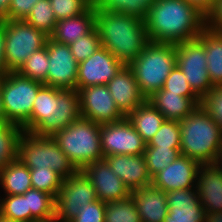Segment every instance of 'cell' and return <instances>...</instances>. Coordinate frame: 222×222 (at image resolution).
Segmentation results:
<instances>
[{
  "label": "cell",
  "instance_id": "1",
  "mask_svg": "<svg viewBox=\"0 0 222 222\" xmlns=\"http://www.w3.org/2000/svg\"><path fill=\"white\" fill-rule=\"evenodd\" d=\"M149 42L182 43L206 28V16L186 0H156L144 19Z\"/></svg>",
  "mask_w": 222,
  "mask_h": 222
},
{
  "label": "cell",
  "instance_id": "2",
  "mask_svg": "<svg viewBox=\"0 0 222 222\" xmlns=\"http://www.w3.org/2000/svg\"><path fill=\"white\" fill-rule=\"evenodd\" d=\"M101 46L129 65L149 43L144 21L118 12L96 10Z\"/></svg>",
  "mask_w": 222,
  "mask_h": 222
},
{
  "label": "cell",
  "instance_id": "3",
  "mask_svg": "<svg viewBox=\"0 0 222 222\" xmlns=\"http://www.w3.org/2000/svg\"><path fill=\"white\" fill-rule=\"evenodd\" d=\"M81 117L77 90L43 84L37 93L30 116V133L53 136Z\"/></svg>",
  "mask_w": 222,
  "mask_h": 222
},
{
  "label": "cell",
  "instance_id": "4",
  "mask_svg": "<svg viewBox=\"0 0 222 222\" xmlns=\"http://www.w3.org/2000/svg\"><path fill=\"white\" fill-rule=\"evenodd\" d=\"M179 124L181 155L201 164L219 162L222 156V129L201 105Z\"/></svg>",
  "mask_w": 222,
  "mask_h": 222
},
{
  "label": "cell",
  "instance_id": "5",
  "mask_svg": "<svg viewBox=\"0 0 222 222\" xmlns=\"http://www.w3.org/2000/svg\"><path fill=\"white\" fill-rule=\"evenodd\" d=\"M128 66L142 95L148 99L163 88L166 78L176 66V44L149 42Z\"/></svg>",
  "mask_w": 222,
  "mask_h": 222
},
{
  "label": "cell",
  "instance_id": "6",
  "mask_svg": "<svg viewBox=\"0 0 222 222\" xmlns=\"http://www.w3.org/2000/svg\"><path fill=\"white\" fill-rule=\"evenodd\" d=\"M101 125L80 117L52 138L77 170L103 159L100 140Z\"/></svg>",
  "mask_w": 222,
  "mask_h": 222
},
{
  "label": "cell",
  "instance_id": "7",
  "mask_svg": "<svg viewBox=\"0 0 222 222\" xmlns=\"http://www.w3.org/2000/svg\"><path fill=\"white\" fill-rule=\"evenodd\" d=\"M17 158L29 169L51 167L64 179L78 171L52 136L23 132L18 142Z\"/></svg>",
  "mask_w": 222,
  "mask_h": 222
},
{
  "label": "cell",
  "instance_id": "8",
  "mask_svg": "<svg viewBox=\"0 0 222 222\" xmlns=\"http://www.w3.org/2000/svg\"><path fill=\"white\" fill-rule=\"evenodd\" d=\"M43 83L29 79L18 72H8L2 77V101L8 123L30 132L33 103Z\"/></svg>",
  "mask_w": 222,
  "mask_h": 222
},
{
  "label": "cell",
  "instance_id": "9",
  "mask_svg": "<svg viewBox=\"0 0 222 222\" xmlns=\"http://www.w3.org/2000/svg\"><path fill=\"white\" fill-rule=\"evenodd\" d=\"M5 25V65L17 72L28 57L42 47L50 36L25 20H3Z\"/></svg>",
  "mask_w": 222,
  "mask_h": 222
},
{
  "label": "cell",
  "instance_id": "10",
  "mask_svg": "<svg viewBox=\"0 0 222 222\" xmlns=\"http://www.w3.org/2000/svg\"><path fill=\"white\" fill-rule=\"evenodd\" d=\"M176 64L201 100L214 87L207 71L204 41L200 37L176 44Z\"/></svg>",
  "mask_w": 222,
  "mask_h": 222
},
{
  "label": "cell",
  "instance_id": "11",
  "mask_svg": "<svg viewBox=\"0 0 222 222\" xmlns=\"http://www.w3.org/2000/svg\"><path fill=\"white\" fill-rule=\"evenodd\" d=\"M98 200L94 186L78 170L71 177L63 180L62 187L56 197L55 218L60 222H70L74 219L81 206Z\"/></svg>",
  "mask_w": 222,
  "mask_h": 222
},
{
  "label": "cell",
  "instance_id": "12",
  "mask_svg": "<svg viewBox=\"0 0 222 222\" xmlns=\"http://www.w3.org/2000/svg\"><path fill=\"white\" fill-rule=\"evenodd\" d=\"M100 140L104 158L110 155H141L146 149V143L126 117L118 122L102 124Z\"/></svg>",
  "mask_w": 222,
  "mask_h": 222
},
{
  "label": "cell",
  "instance_id": "13",
  "mask_svg": "<svg viewBox=\"0 0 222 222\" xmlns=\"http://www.w3.org/2000/svg\"><path fill=\"white\" fill-rule=\"evenodd\" d=\"M81 117L97 124L118 122L125 116L117 108L107 85H94L78 90Z\"/></svg>",
  "mask_w": 222,
  "mask_h": 222
},
{
  "label": "cell",
  "instance_id": "14",
  "mask_svg": "<svg viewBox=\"0 0 222 222\" xmlns=\"http://www.w3.org/2000/svg\"><path fill=\"white\" fill-rule=\"evenodd\" d=\"M46 47L49 59L47 85L76 90L79 63L75 60L70 46L58 43L49 37Z\"/></svg>",
  "mask_w": 222,
  "mask_h": 222
},
{
  "label": "cell",
  "instance_id": "15",
  "mask_svg": "<svg viewBox=\"0 0 222 222\" xmlns=\"http://www.w3.org/2000/svg\"><path fill=\"white\" fill-rule=\"evenodd\" d=\"M124 64L110 51L99 47L94 54L78 65L76 90L107 83L120 71Z\"/></svg>",
  "mask_w": 222,
  "mask_h": 222
},
{
  "label": "cell",
  "instance_id": "16",
  "mask_svg": "<svg viewBox=\"0 0 222 222\" xmlns=\"http://www.w3.org/2000/svg\"><path fill=\"white\" fill-rule=\"evenodd\" d=\"M94 186L97 198L105 203L124 200L130 190L116 176L105 158L85 166L81 170Z\"/></svg>",
  "mask_w": 222,
  "mask_h": 222
},
{
  "label": "cell",
  "instance_id": "17",
  "mask_svg": "<svg viewBox=\"0 0 222 222\" xmlns=\"http://www.w3.org/2000/svg\"><path fill=\"white\" fill-rule=\"evenodd\" d=\"M200 165V162L180 155L165 169L152 177L151 185L166 193L181 189H193L196 185Z\"/></svg>",
  "mask_w": 222,
  "mask_h": 222
},
{
  "label": "cell",
  "instance_id": "18",
  "mask_svg": "<svg viewBox=\"0 0 222 222\" xmlns=\"http://www.w3.org/2000/svg\"><path fill=\"white\" fill-rule=\"evenodd\" d=\"M119 111L126 117L147 99L142 95L132 69L124 65L107 83Z\"/></svg>",
  "mask_w": 222,
  "mask_h": 222
},
{
  "label": "cell",
  "instance_id": "19",
  "mask_svg": "<svg viewBox=\"0 0 222 222\" xmlns=\"http://www.w3.org/2000/svg\"><path fill=\"white\" fill-rule=\"evenodd\" d=\"M195 188L206 213L222 212V166L219 162L200 165Z\"/></svg>",
  "mask_w": 222,
  "mask_h": 222
},
{
  "label": "cell",
  "instance_id": "20",
  "mask_svg": "<svg viewBox=\"0 0 222 222\" xmlns=\"http://www.w3.org/2000/svg\"><path fill=\"white\" fill-rule=\"evenodd\" d=\"M169 207L164 222H205L206 212L196 188L167 192Z\"/></svg>",
  "mask_w": 222,
  "mask_h": 222
},
{
  "label": "cell",
  "instance_id": "21",
  "mask_svg": "<svg viewBox=\"0 0 222 222\" xmlns=\"http://www.w3.org/2000/svg\"><path fill=\"white\" fill-rule=\"evenodd\" d=\"M105 159L113 173L124 185L134 191L151 185L152 178L148 173L145 157L141 155H110Z\"/></svg>",
  "mask_w": 222,
  "mask_h": 222
},
{
  "label": "cell",
  "instance_id": "22",
  "mask_svg": "<svg viewBox=\"0 0 222 222\" xmlns=\"http://www.w3.org/2000/svg\"><path fill=\"white\" fill-rule=\"evenodd\" d=\"M142 222H164L168 213L167 195L152 185L130 192Z\"/></svg>",
  "mask_w": 222,
  "mask_h": 222
},
{
  "label": "cell",
  "instance_id": "23",
  "mask_svg": "<svg viewBox=\"0 0 222 222\" xmlns=\"http://www.w3.org/2000/svg\"><path fill=\"white\" fill-rule=\"evenodd\" d=\"M166 120L181 121L190 115L198 105H201L199 97H184L170 93L163 88L155 92L147 99Z\"/></svg>",
  "mask_w": 222,
  "mask_h": 222
},
{
  "label": "cell",
  "instance_id": "24",
  "mask_svg": "<svg viewBox=\"0 0 222 222\" xmlns=\"http://www.w3.org/2000/svg\"><path fill=\"white\" fill-rule=\"evenodd\" d=\"M96 26V10L92 5L81 15L57 21L54 32L50 38L54 41L70 45Z\"/></svg>",
  "mask_w": 222,
  "mask_h": 222
},
{
  "label": "cell",
  "instance_id": "25",
  "mask_svg": "<svg viewBox=\"0 0 222 222\" xmlns=\"http://www.w3.org/2000/svg\"><path fill=\"white\" fill-rule=\"evenodd\" d=\"M126 118L146 144L151 141L166 120L148 100L137 106Z\"/></svg>",
  "mask_w": 222,
  "mask_h": 222
},
{
  "label": "cell",
  "instance_id": "26",
  "mask_svg": "<svg viewBox=\"0 0 222 222\" xmlns=\"http://www.w3.org/2000/svg\"><path fill=\"white\" fill-rule=\"evenodd\" d=\"M0 187L4 195H21L32 188L30 169L18 158L0 171Z\"/></svg>",
  "mask_w": 222,
  "mask_h": 222
},
{
  "label": "cell",
  "instance_id": "27",
  "mask_svg": "<svg viewBox=\"0 0 222 222\" xmlns=\"http://www.w3.org/2000/svg\"><path fill=\"white\" fill-rule=\"evenodd\" d=\"M204 41L207 71L213 86L222 85V34L205 28L200 36Z\"/></svg>",
  "mask_w": 222,
  "mask_h": 222
},
{
  "label": "cell",
  "instance_id": "28",
  "mask_svg": "<svg viewBox=\"0 0 222 222\" xmlns=\"http://www.w3.org/2000/svg\"><path fill=\"white\" fill-rule=\"evenodd\" d=\"M156 0H97L95 10L118 12L144 21Z\"/></svg>",
  "mask_w": 222,
  "mask_h": 222
},
{
  "label": "cell",
  "instance_id": "29",
  "mask_svg": "<svg viewBox=\"0 0 222 222\" xmlns=\"http://www.w3.org/2000/svg\"><path fill=\"white\" fill-rule=\"evenodd\" d=\"M28 210H31V222L48 221L55 218L56 199L43 191L36 189L27 190Z\"/></svg>",
  "mask_w": 222,
  "mask_h": 222
},
{
  "label": "cell",
  "instance_id": "30",
  "mask_svg": "<svg viewBox=\"0 0 222 222\" xmlns=\"http://www.w3.org/2000/svg\"><path fill=\"white\" fill-rule=\"evenodd\" d=\"M22 133V127L16 124L0 126V171L17 159L18 142Z\"/></svg>",
  "mask_w": 222,
  "mask_h": 222
},
{
  "label": "cell",
  "instance_id": "31",
  "mask_svg": "<svg viewBox=\"0 0 222 222\" xmlns=\"http://www.w3.org/2000/svg\"><path fill=\"white\" fill-rule=\"evenodd\" d=\"M47 47L34 51L17 71L20 75L47 85L49 70Z\"/></svg>",
  "mask_w": 222,
  "mask_h": 222
},
{
  "label": "cell",
  "instance_id": "32",
  "mask_svg": "<svg viewBox=\"0 0 222 222\" xmlns=\"http://www.w3.org/2000/svg\"><path fill=\"white\" fill-rule=\"evenodd\" d=\"M0 215L13 221L31 222V210H28L27 197L24 194L1 197Z\"/></svg>",
  "mask_w": 222,
  "mask_h": 222
},
{
  "label": "cell",
  "instance_id": "33",
  "mask_svg": "<svg viewBox=\"0 0 222 222\" xmlns=\"http://www.w3.org/2000/svg\"><path fill=\"white\" fill-rule=\"evenodd\" d=\"M105 222H142L131 196L124 200L106 203Z\"/></svg>",
  "mask_w": 222,
  "mask_h": 222
},
{
  "label": "cell",
  "instance_id": "34",
  "mask_svg": "<svg viewBox=\"0 0 222 222\" xmlns=\"http://www.w3.org/2000/svg\"><path fill=\"white\" fill-rule=\"evenodd\" d=\"M25 21L50 36L54 32L57 23L50 0H39L32 7Z\"/></svg>",
  "mask_w": 222,
  "mask_h": 222
},
{
  "label": "cell",
  "instance_id": "35",
  "mask_svg": "<svg viewBox=\"0 0 222 222\" xmlns=\"http://www.w3.org/2000/svg\"><path fill=\"white\" fill-rule=\"evenodd\" d=\"M145 162L151 178L159 171L165 169L180 155V148L146 147L144 151Z\"/></svg>",
  "mask_w": 222,
  "mask_h": 222
},
{
  "label": "cell",
  "instance_id": "36",
  "mask_svg": "<svg viewBox=\"0 0 222 222\" xmlns=\"http://www.w3.org/2000/svg\"><path fill=\"white\" fill-rule=\"evenodd\" d=\"M30 178L33 189L46 192L55 199L59 194L64 180V178L53 171L51 167H47L46 169H30Z\"/></svg>",
  "mask_w": 222,
  "mask_h": 222
},
{
  "label": "cell",
  "instance_id": "37",
  "mask_svg": "<svg viewBox=\"0 0 222 222\" xmlns=\"http://www.w3.org/2000/svg\"><path fill=\"white\" fill-rule=\"evenodd\" d=\"M181 128L177 120H165L146 147L180 148Z\"/></svg>",
  "mask_w": 222,
  "mask_h": 222
},
{
  "label": "cell",
  "instance_id": "38",
  "mask_svg": "<svg viewBox=\"0 0 222 222\" xmlns=\"http://www.w3.org/2000/svg\"><path fill=\"white\" fill-rule=\"evenodd\" d=\"M71 52L78 63L89 58L101 47L99 31L96 26L88 33L70 45Z\"/></svg>",
  "mask_w": 222,
  "mask_h": 222
},
{
  "label": "cell",
  "instance_id": "39",
  "mask_svg": "<svg viewBox=\"0 0 222 222\" xmlns=\"http://www.w3.org/2000/svg\"><path fill=\"white\" fill-rule=\"evenodd\" d=\"M57 21L81 15L93 4L88 0H50Z\"/></svg>",
  "mask_w": 222,
  "mask_h": 222
},
{
  "label": "cell",
  "instance_id": "40",
  "mask_svg": "<svg viewBox=\"0 0 222 222\" xmlns=\"http://www.w3.org/2000/svg\"><path fill=\"white\" fill-rule=\"evenodd\" d=\"M163 89L184 97H198L177 64L166 78Z\"/></svg>",
  "mask_w": 222,
  "mask_h": 222
},
{
  "label": "cell",
  "instance_id": "41",
  "mask_svg": "<svg viewBox=\"0 0 222 222\" xmlns=\"http://www.w3.org/2000/svg\"><path fill=\"white\" fill-rule=\"evenodd\" d=\"M201 106L208 112L222 129V85L214 86L201 100Z\"/></svg>",
  "mask_w": 222,
  "mask_h": 222
},
{
  "label": "cell",
  "instance_id": "42",
  "mask_svg": "<svg viewBox=\"0 0 222 222\" xmlns=\"http://www.w3.org/2000/svg\"><path fill=\"white\" fill-rule=\"evenodd\" d=\"M106 203L99 199L83 205L79 209L78 215L70 222H105Z\"/></svg>",
  "mask_w": 222,
  "mask_h": 222
},
{
  "label": "cell",
  "instance_id": "43",
  "mask_svg": "<svg viewBox=\"0 0 222 222\" xmlns=\"http://www.w3.org/2000/svg\"><path fill=\"white\" fill-rule=\"evenodd\" d=\"M39 0H12L6 20H25Z\"/></svg>",
  "mask_w": 222,
  "mask_h": 222
},
{
  "label": "cell",
  "instance_id": "44",
  "mask_svg": "<svg viewBox=\"0 0 222 222\" xmlns=\"http://www.w3.org/2000/svg\"><path fill=\"white\" fill-rule=\"evenodd\" d=\"M206 27L222 34V0H216L211 11L206 16Z\"/></svg>",
  "mask_w": 222,
  "mask_h": 222
},
{
  "label": "cell",
  "instance_id": "45",
  "mask_svg": "<svg viewBox=\"0 0 222 222\" xmlns=\"http://www.w3.org/2000/svg\"><path fill=\"white\" fill-rule=\"evenodd\" d=\"M5 25L0 21V77L5 76L9 71L5 65Z\"/></svg>",
  "mask_w": 222,
  "mask_h": 222
},
{
  "label": "cell",
  "instance_id": "46",
  "mask_svg": "<svg viewBox=\"0 0 222 222\" xmlns=\"http://www.w3.org/2000/svg\"><path fill=\"white\" fill-rule=\"evenodd\" d=\"M205 16L211 11L216 0H186Z\"/></svg>",
  "mask_w": 222,
  "mask_h": 222
},
{
  "label": "cell",
  "instance_id": "47",
  "mask_svg": "<svg viewBox=\"0 0 222 222\" xmlns=\"http://www.w3.org/2000/svg\"><path fill=\"white\" fill-rule=\"evenodd\" d=\"M12 0H0V21L6 20L7 11Z\"/></svg>",
  "mask_w": 222,
  "mask_h": 222
},
{
  "label": "cell",
  "instance_id": "48",
  "mask_svg": "<svg viewBox=\"0 0 222 222\" xmlns=\"http://www.w3.org/2000/svg\"><path fill=\"white\" fill-rule=\"evenodd\" d=\"M7 123L2 101V77H0V124L4 125Z\"/></svg>",
  "mask_w": 222,
  "mask_h": 222
},
{
  "label": "cell",
  "instance_id": "49",
  "mask_svg": "<svg viewBox=\"0 0 222 222\" xmlns=\"http://www.w3.org/2000/svg\"><path fill=\"white\" fill-rule=\"evenodd\" d=\"M205 222H222V212L206 213Z\"/></svg>",
  "mask_w": 222,
  "mask_h": 222
},
{
  "label": "cell",
  "instance_id": "50",
  "mask_svg": "<svg viewBox=\"0 0 222 222\" xmlns=\"http://www.w3.org/2000/svg\"><path fill=\"white\" fill-rule=\"evenodd\" d=\"M0 222H18V221H13V220L6 219V218H4L0 215Z\"/></svg>",
  "mask_w": 222,
  "mask_h": 222
},
{
  "label": "cell",
  "instance_id": "51",
  "mask_svg": "<svg viewBox=\"0 0 222 222\" xmlns=\"http://www.w3.org/2000/svg\"><path fill=\"white\" fill-rule=\"evenodd\" d=\"M37 222H60L57 218L48 220V221H37Z\"/></svg>",
  "mask_w": 222,
  "mask_h": 222
},
{
  "label": "cell",
  "instance_id": "52",
  "mask_svg": "<svg viewBox=\"0 0 222 222\" xmlns=\"http://www.w3.org/2000/svg\"><path fill=\"white\" fill-rule=\"evenodd\" d=\"M88 1H90L94 5L97 0H88Z\"/></svg>",
  "mask_w": 222,
  "mask_h": 222
},
{
  "label": "cell",
  "instance_id": "53",
  "mask_svg": "<svg viewBox=\"0 0 222 222\" xmlns=\"http://www.w3.org/2000/svg\"><path fill=\"white\" fill-rule=\"evenodd\" d=\"M219 163L222 166V156L220 157Z\"/></svg>",
  "mask_w": 222,
  "mask_h": 222
}]
</instances>
